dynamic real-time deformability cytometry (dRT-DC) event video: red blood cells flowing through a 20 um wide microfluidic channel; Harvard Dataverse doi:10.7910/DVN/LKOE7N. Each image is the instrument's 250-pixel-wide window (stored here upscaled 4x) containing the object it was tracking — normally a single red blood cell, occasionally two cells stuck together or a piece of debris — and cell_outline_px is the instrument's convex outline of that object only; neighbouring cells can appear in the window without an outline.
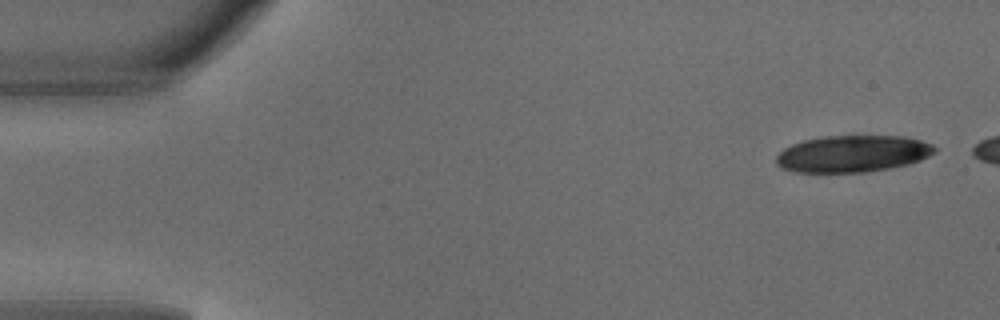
{"species": "common noctule bat (a hibernating species)", "species_latin": "Nyctalus noctula", "temperature_condition": "warm", "stored_images_in_passage": 5, "camera_frame_rate_fps": 3000, "um_per_image_px": 0.085, "animal": {"sex": "male", "body_mass_g": 18.8}, "frame": {"image": 1, "passage_image": 1, "time_ms": 0.0, "image_size_px": [1000, 320], "cell_outline_px": [[936, 152], [920, 160], [908, 164], [868, 172], [792, 172], [776, 164], [776, 156], [784, 148], [792, 144], [804, 140], [824, 136], [904, 136], [920, 140], [932, 144], [936, 148]], "centroid_in_image_um": [72.47, 13.07], "position_along_channel_um": 12.5, "area_um2": 33.93}}